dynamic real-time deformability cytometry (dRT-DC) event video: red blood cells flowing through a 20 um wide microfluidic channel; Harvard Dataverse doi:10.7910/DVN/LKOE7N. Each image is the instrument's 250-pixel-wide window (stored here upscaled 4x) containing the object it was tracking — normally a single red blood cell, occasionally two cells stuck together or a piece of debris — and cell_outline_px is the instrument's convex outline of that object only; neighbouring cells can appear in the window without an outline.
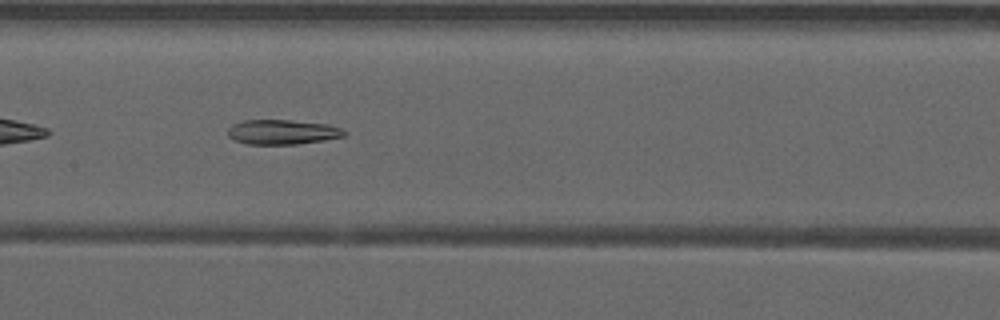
{"species": "common noctule bat (a hibernating species)", "species_latin": "Nyctalus noctula", "temperature_condition": "warm", "stored_images_in_passage": 35, "camera_frame_rate_fps": 3000, "um_per_image_px": 0.085, "animal": {"sex": "male", "forearm_length_mm": 52.5}, "frame": {"image": 1, "passage_image": 10, "time_ms": 3.0, "image_size_px": [1000, 320], "cell_outline_px": [[348, 132], [344, 136], [324, 140], [296, 144], [248, 144], [236, 140], [228, 136], [228, 128], [232, 124], [244, 120], [288, 120], [328, 124], [340, 128]], "centroid_in_image_um": [24.0, 11.22], "position_along_channel_um": 183.4, "area_um2": 16.7}, "authors_computed_cell_mechanics": {"area_um2": 17.629, "velocity_mm_per_s": 3.9625, "shape_relaxation_time_tau1_ms": null, "shape_relaxation_time_tau2_ms": 4.7916, "deformation_change_tau1": null, "deformation_change_tau2": 0.1288}}